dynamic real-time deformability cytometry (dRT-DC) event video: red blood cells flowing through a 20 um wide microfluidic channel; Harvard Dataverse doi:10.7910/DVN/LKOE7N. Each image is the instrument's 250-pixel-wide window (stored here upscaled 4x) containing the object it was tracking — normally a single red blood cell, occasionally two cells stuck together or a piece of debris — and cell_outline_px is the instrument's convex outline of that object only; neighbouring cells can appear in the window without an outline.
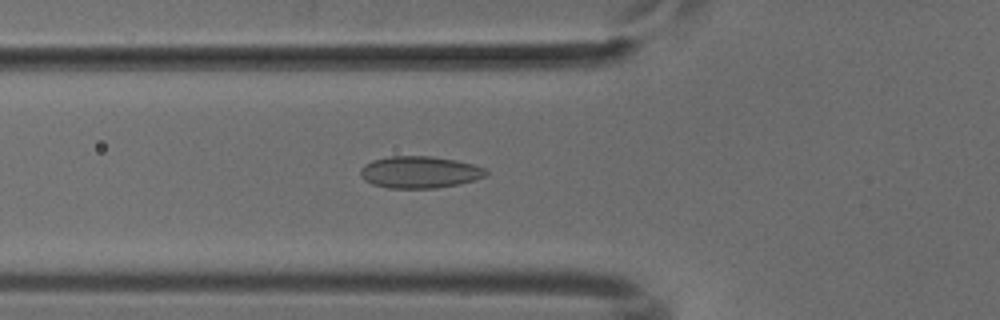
{"species": "common noctule bat (a hibernating species)", "species_latin": "Nyctalus noctula", "temperature_condition": "cold", "stored_images_in_passage": 52, "camera_frame_rate_fps": 3000, "um_per_image_px": 0.085, "animal": {"sex": "male", "body_mass_g": 18.8}, "frame": {"image": 1, "passage_image": 19, "time_ms": 6.0, "image_size_px": [1000, 320], "cell_outline_px": [[488, 172], [484, 176], [460, 184], [436, 188], [388, 188], [372, 184], [364, 180], [360, 176], [360, 168], [364, 164], [372, 160], [388, 156], [432, 156], [456, 160], [472, 164], [484, 168]], "centroid_in_image_um": [35.62, 14.63], "position_along_channel_um": 90.2, "area_um2": 23.41}}
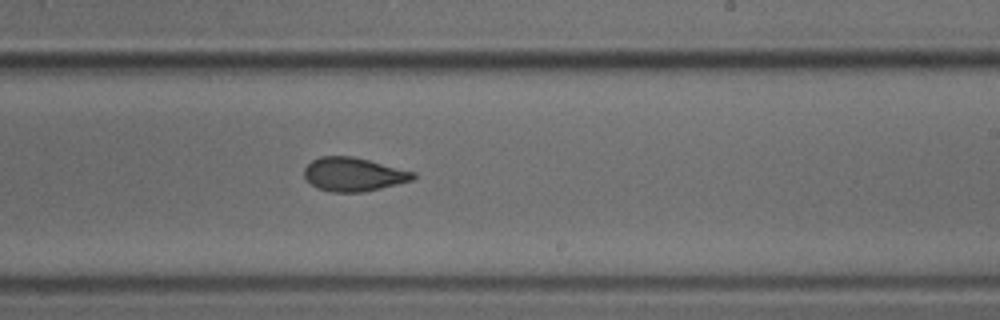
{"frame": {"image": 2, "passage_image": 32, "time_ms": 10.333, "image_size_px": [1000, 320], "cell_outline_px": [[416, 176], [412, 180], [364, 192], [332, 192], [316, 188], [304, 176], [304, 168], [312, 160], [320, 156], [352, 156], [416, 172]], "centroid_in_image_um": [30.03, 14.82], "position_along_channel_um": 259.0, "area_um2": 21.27}}
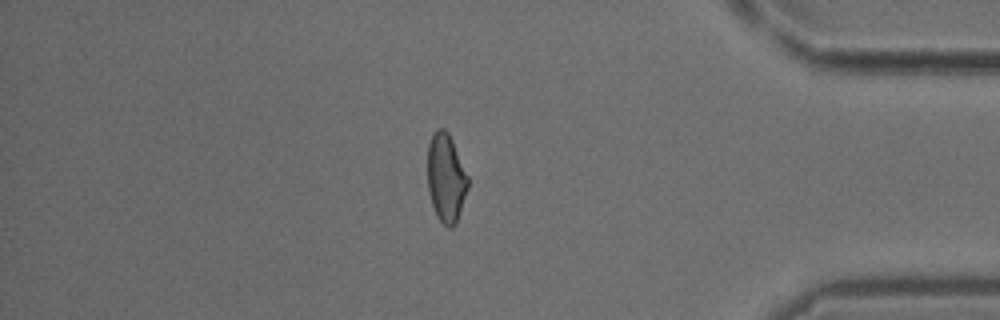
{"frame": {"image": 3, "passage_image": 45, "time_ms": 14.667, "image_size_px": [1000, 320], "cell_outline_px": [[468, 188], [456, 224], [452, 228], [448, 228], [436, 216], [432, 204], [428, 188], [428, 144], [432, 132], [436, 128], [444, 128], [448, 132], [452, 140], [468, 176]], "centroid_in_image_um": [37.9, 15.11], "position_along_channel_um": 397.3, "area_um2": 20.87}}